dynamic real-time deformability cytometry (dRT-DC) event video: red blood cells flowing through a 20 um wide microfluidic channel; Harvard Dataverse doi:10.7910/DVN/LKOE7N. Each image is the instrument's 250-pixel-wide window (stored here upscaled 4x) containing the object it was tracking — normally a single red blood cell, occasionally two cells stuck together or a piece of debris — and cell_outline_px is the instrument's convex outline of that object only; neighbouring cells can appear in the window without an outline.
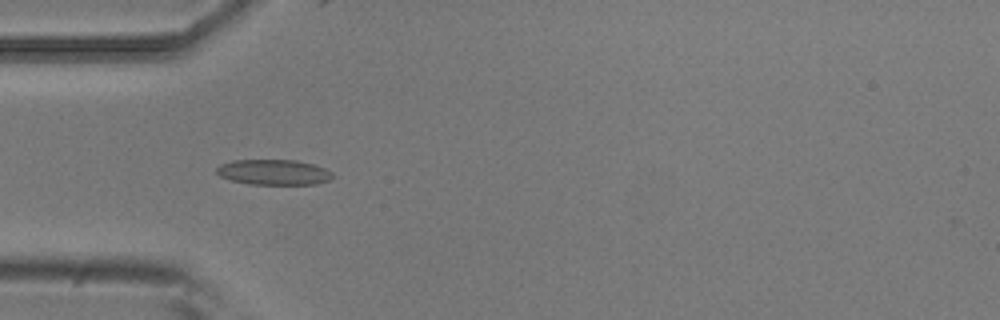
{"species": "common noctule bat (a hibernating species)", "species_latin": "Nyctalus noctula", "temperature_condition": "room temperature", "stored_images_in_passage": 6, "camera_frame_rate_fps": 3000, "um_per_image_px": 0.085, "animal": {"sex": "male", "body_mass_g": 20.5, "forearm_length_mm": 52.5}, "frame": {"image": 1, "passage_image": 5, "time_ms": 1.333, "image_size_px": [1000, 320], "cell_outline_px": [[332, 176], [328, 180], [316, 184], [248, 184], [232, 180], [220, 176], [216, 172], [216, 168], [220, 164], [232, 160], [296, 160], [312, 164], [324, 168], [332, 172]], "centroid_in_image_um": [23.23, 14.63], "position_along_channel_um": 61.8, "area_um2": 17.05}}
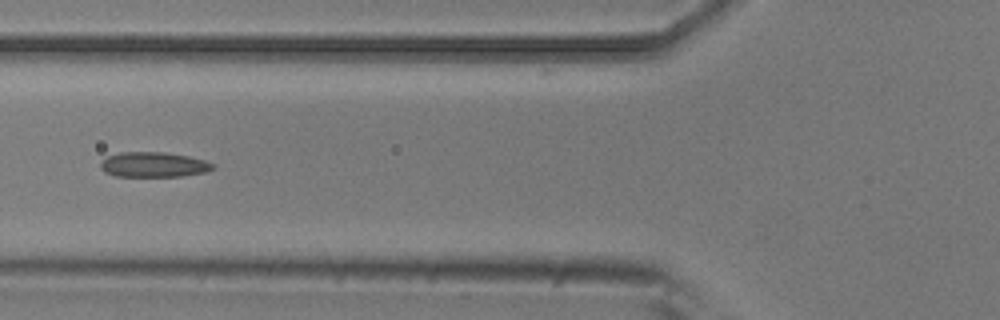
{"frame": {"image": 2, "passage_image": 6, "time_ms": 1.667, "image_size_px": [1000, 320], "cell_outline_px": [[216, 168], [204, 172], [180, 176], [116, 176], [104, 172], [100, 168], [100, 164], [108, 156], [120, 152], [164, 152], [188, 156], [204, 160], [216, 164]], "centroid_in_image_um": [13.07, 13.99], "position_along_channel_um": 112.7, "area_um2": 16.36}}